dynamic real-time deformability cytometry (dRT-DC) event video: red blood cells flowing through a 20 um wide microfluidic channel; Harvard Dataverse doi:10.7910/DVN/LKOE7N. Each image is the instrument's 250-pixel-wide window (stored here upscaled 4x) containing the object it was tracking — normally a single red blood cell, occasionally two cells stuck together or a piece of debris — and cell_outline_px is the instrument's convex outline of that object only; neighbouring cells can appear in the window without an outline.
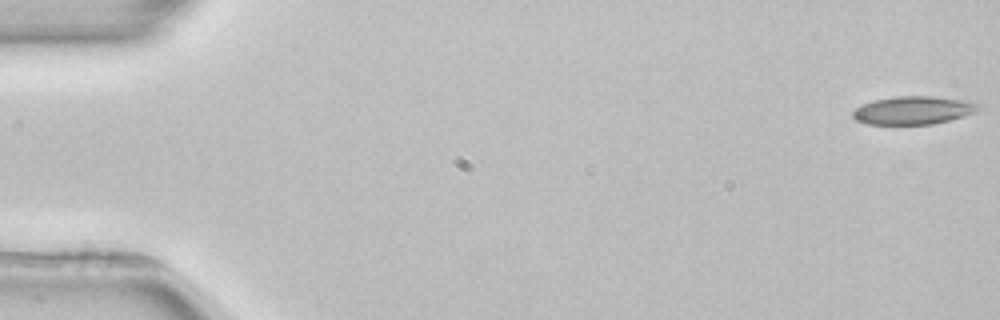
{"species": "common noctule bat (a hibernating species)", "species_latin": "Nyctalus noctula", "temperature_condition": "room temperature", "stored_images_in_passage": 4, "camera_frame_rate_fps": 3000, "um_per_image_px": 0.085, "animal": {"sex": "female", "body_mass_g": 22.7, "forearm_length_mm": 54.2}, "frame": {"image": 1, "passage_image": 1, "time_ms": 0.0, "image_size_px": [1000, 320], "cell_outline_px": [[980, 108], [976, 112], [964, 116], [932, 124], [868, 124], [856, 120], [852, 116], [852, 112], [856, 108], [872, 100], [900, 96], [932, 96], [968, 100], [980, 104]], "centroid_in_image_um": [77.66, 9.37], "position_along_channel_um": 7.3, "area_um2": 20.58}}
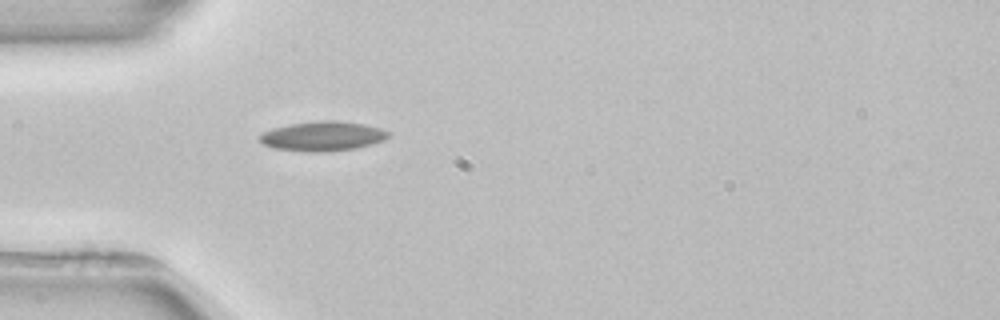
{"frame": {"image": 2, "passage_image": 4, "time_ms": 5.0, "image_size_px": [1000, 320], "cell_outline_px": [[388, 136], [384, 140], [356, 148], [324, 152], [312, 152], [272, 148], [264, 144], [260, 140], [260, 132], [288, 124], [320, 120], [336, 120], [364, 124], [380, 128], [388, 132]], "centroid_in_image_um": [27.39, 11.57], "position_along_channel_um": 57.6, "area_um2": 22.14}}